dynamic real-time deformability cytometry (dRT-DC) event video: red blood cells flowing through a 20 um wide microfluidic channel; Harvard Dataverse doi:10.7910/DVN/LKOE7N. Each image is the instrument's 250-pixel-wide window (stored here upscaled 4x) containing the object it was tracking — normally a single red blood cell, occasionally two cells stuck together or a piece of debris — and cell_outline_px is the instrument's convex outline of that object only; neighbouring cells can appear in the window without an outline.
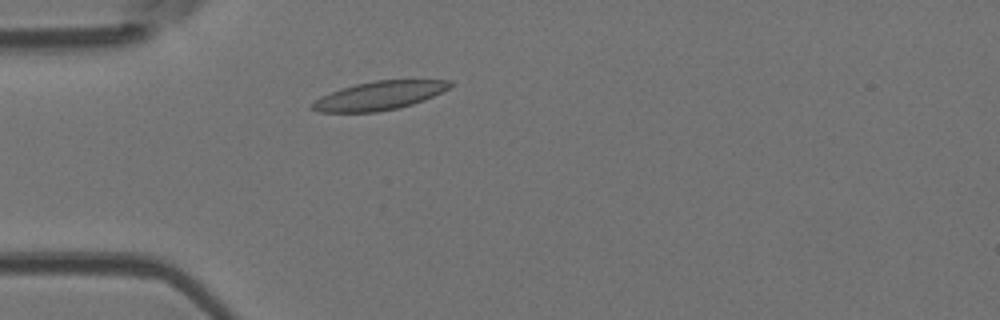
{"species": "Egyptian fruit bat (a non-hibernating species)", "species_latin": "Rousettus aegyptiacus", "temperature_condition": "room temperature", "stored_images_in_passage": 31, "camera_frame_rate_fps": 3000, "um_per_image_px": 0.085, "animal": {"sex": "female"}, "frame": {"image": 1, "passage_image": 1, "time_ms": 0.0, "image_size_px": [1000, 320], "cell_outline_px": [[452, 84], [448, 88], [424, 100], [412, 104], [396, 108], [376, 112], [320, 112], [308, 108], [320, 96], [340, 88], [356, 84], [376, 80], [452, 80]], "centroid_in_image_um": [32.19, 8.13], "position_along_channel_um": 52.8, "area_um2": 22.77}}
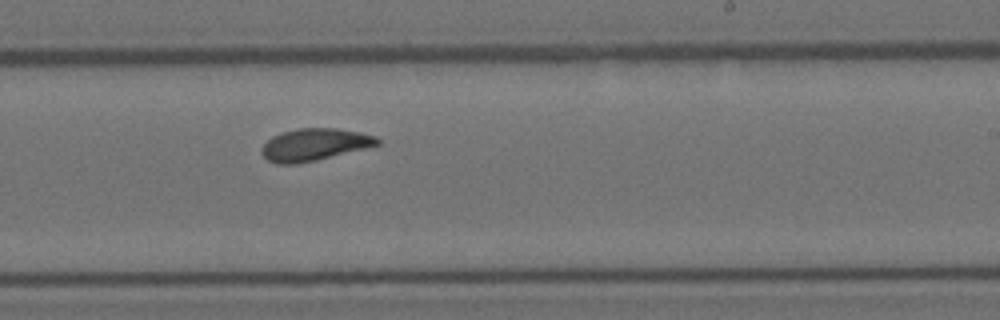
{"frame": {"image": 2, "passage_image": 18, "time_ms": 5.667, "image_size_px": [1000, 320], "cell_outline_px": [[380, 144], [316, 160], [296, 164], [276, 164], [268, 160], [260, 152], [260, 148], [272, 136], [284, 132], [300, 128], [336, 128], [360, 132], [376, 136], [380, 140]], "centroid_in_image_um": [26.7, 12.29], "position_along_channel_um": 262.3, "area_um2": 21.5}}
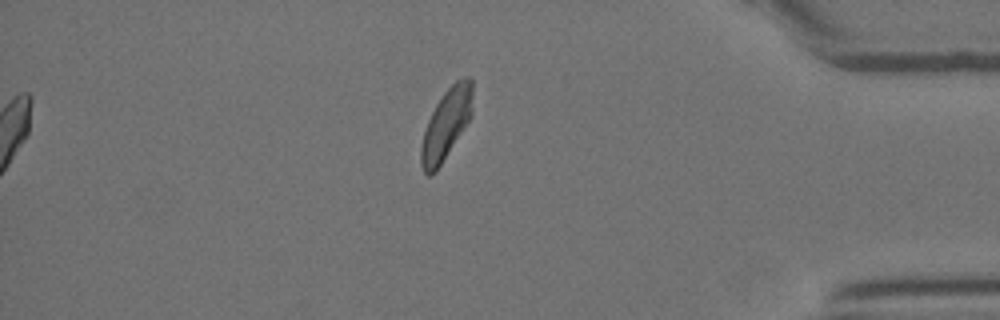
{"frame": {"image": 3, "passage_image": 31, "time_ms": 10.0, "image_size_px": [1000, 320], "cell_outline_px": [[472, 116], [436, 172], [432, 176], [428, 176], [424, 172], [420, 164], [420, 144], [428, 120], [436, 104], [444, 92], [456, 80], [468, 76], [472, 80]], "centroid_in_image_um": [37.91, 10.59], "position_along_channel_um": 397.3, "area_um2": 21.21}, "authors_computed_cell_mechanics": {"area_um2": 21.675, "velocity_mm_per_s": 3.8611, "shape_relaxation_time_tau1_ms": 5.009, "shape_relaxation_time_tau2_ms": 2.5106, "deformation_change_tau1": 0.1343, "deformation_change_tau2": 0.0662}}